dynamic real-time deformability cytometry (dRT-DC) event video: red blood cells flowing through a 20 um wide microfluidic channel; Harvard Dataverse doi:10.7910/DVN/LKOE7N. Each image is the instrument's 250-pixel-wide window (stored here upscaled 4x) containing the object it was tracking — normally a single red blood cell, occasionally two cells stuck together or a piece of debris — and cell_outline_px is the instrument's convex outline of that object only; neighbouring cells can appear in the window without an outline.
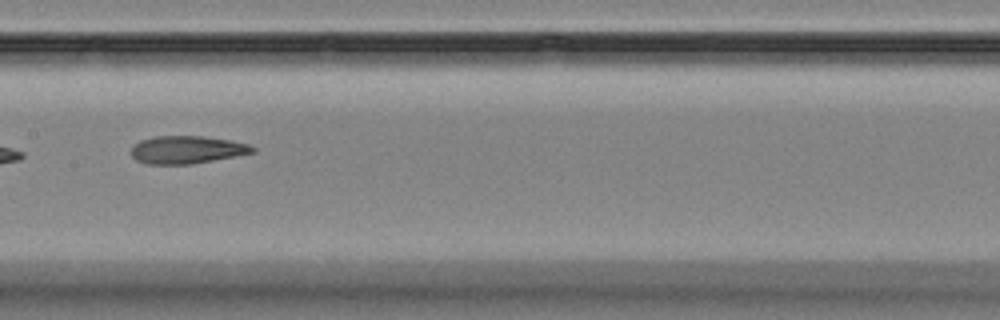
{"species": "Egyptian fruit bat (a non-hibernating species)", "species_latin": "Rousettus aegyptiacus", "temperature_condition": "room temperature", "stored_images_in_passage": 11, "camera_frame_rate_fps": 3000, "um_per_image_px": 0.085, "animal": {"sex": "female"}, "frame": {"image": 1, "passage_image": 8, "time_ms": 9.0, "image_size_px": [1000, 320], "cell_outline_px": [[256, 152], [236, 156], [192, 164], [144, 164], [136, 160], [132, 156], [132, 148], [140, 140], [156, 136], [200, 136], [228, 140], [248, 144], [256, 148]], "centroid_in_image_um": [15.89, 12.73], "position_along_channel_um": 191.5, "area_um2": 19.54}}
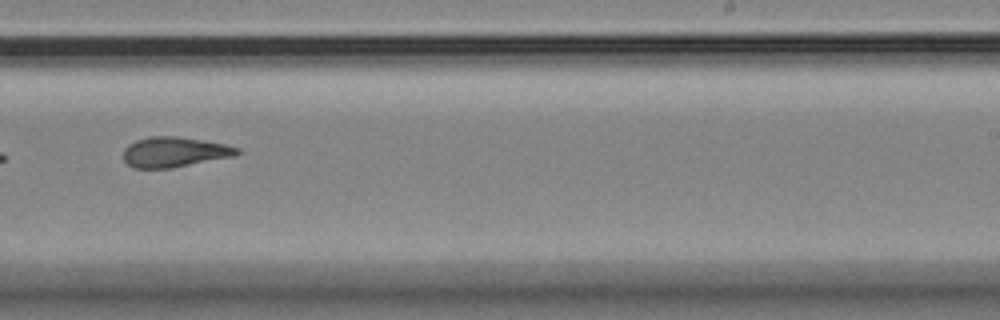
{"frame": {"image": 2, "passage_image": 10, "time_ms": 11.333, "image_size_px": [1000, 320], "cell_outline_px": [[240, 152], [236, 156], [172, 168], [132, 168], [124, 160], [124, 148], [128, 144], [136, 140], [148, 136], [176, 136], [224, 144], [240, 148]], "centroid_in_image_um": [14.82, 12.93], "position_along_channel_um": 274.2, "area_um2": 20.06}}
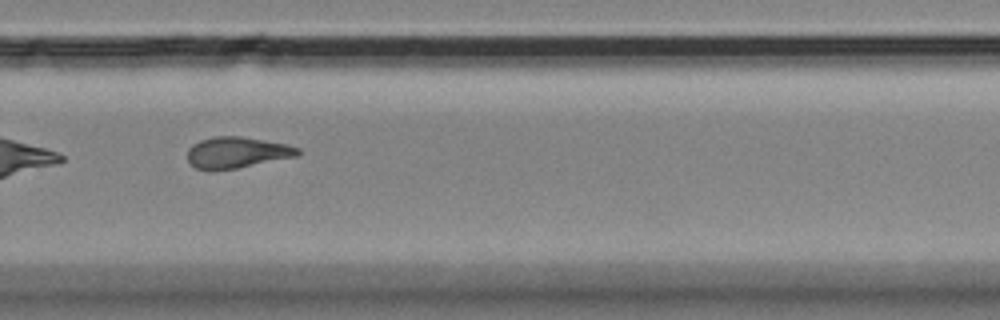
{"frame": {"image": 3, "passage_image": 11, "time_ms": 12.333, "image_size_px": [1000, 320], "cell_outline_px": [[300, 152], [296, 156], [236, 168], [212, 172], [208, 172], [196, 168], [188, 160], [188, 148], [192, 144], [200, 140], [212, 136], [240, 136], [288, 144], [300, 148]], "centroid_in_image_um": [20.09, 12.97], "position_along_channel_um": 309.7, "area_um2": 20.23}}